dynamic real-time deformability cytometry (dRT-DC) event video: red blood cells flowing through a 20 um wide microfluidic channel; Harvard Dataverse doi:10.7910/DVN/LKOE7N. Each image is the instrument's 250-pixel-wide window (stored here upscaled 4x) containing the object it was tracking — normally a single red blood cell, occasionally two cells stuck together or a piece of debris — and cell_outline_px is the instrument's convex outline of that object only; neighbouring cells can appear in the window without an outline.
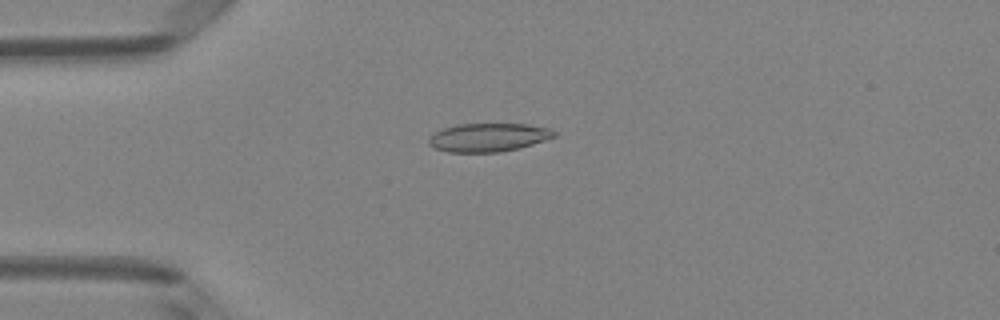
{"species": "Egyptian fruit bat (a non-hibernating species)", "species_latin": "Rousettus aegyptiacus", "temperature_condition": "room temperature", "stored_images_in_passage": 7, "camera_frame_rate_fps": 3000, "um_per_image_px": 0.085, "animal": {"sex": "female"}, "frame": {"image": 1, "passage_image": 4, "time_ms": 1.0, "image_size_px": [1000, 320], "cell_outline_px": [[556, 136], [520, 148], [500, 152], [448, 152], [436, 148], [428, 144], [428, 140], [436, 132], [444, 128], [460, 124], [528, 124], [552, 128], [556, 132]], "centroid_in_image_um": [41.56, 11.68], "position_along_channel_um": 43.4, "area_um2": 20.69}}
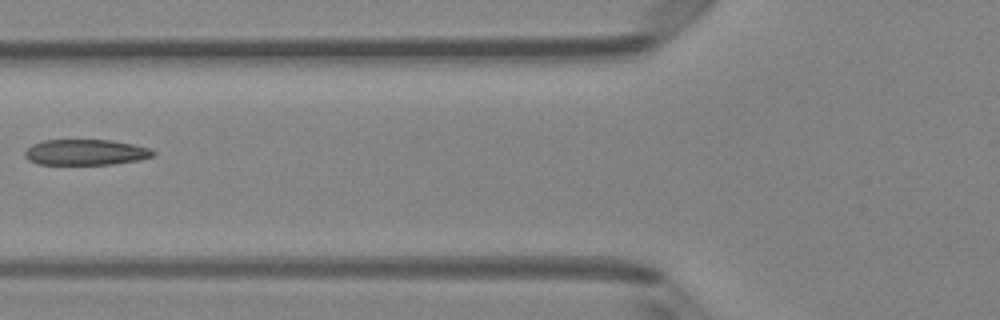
{"frame": {"image": 2, "passage_image": 6, "time_ms": 1.667, "image_size_px": [1000, 320], "cell_outline_px": [[156, 152], [152, 156], [140, 160], [112, 164], [40, 164], [28, 160], [24, 156], [24, 152], [32, 144], [44, 140], [112, 140], [152, 148]], "centroid_in_image_um": [7.3, 12.94], "position_along_channel_um": 118.5, "area_um2": 19.25}}
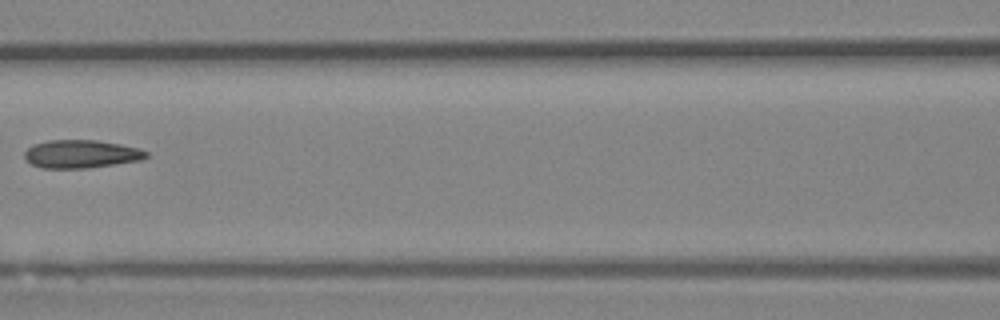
{"frame": {"image": 3, "passage_image": 7, "time_ms": 2.0, "image_size_px": [1000, 320], "cell_outline_px": [[148, 156], [140, 160], [84, 168], [40, 168], [32, 164], [24, 156], [24, 152], [32, 144], [48, 140], [96, 140], [120, 144], [140, 148], [148, 152]], "centroid_in_image_um": [6.88, 13.08], "position_along_channel_um": 159.7, "area_um2": 19.83}}